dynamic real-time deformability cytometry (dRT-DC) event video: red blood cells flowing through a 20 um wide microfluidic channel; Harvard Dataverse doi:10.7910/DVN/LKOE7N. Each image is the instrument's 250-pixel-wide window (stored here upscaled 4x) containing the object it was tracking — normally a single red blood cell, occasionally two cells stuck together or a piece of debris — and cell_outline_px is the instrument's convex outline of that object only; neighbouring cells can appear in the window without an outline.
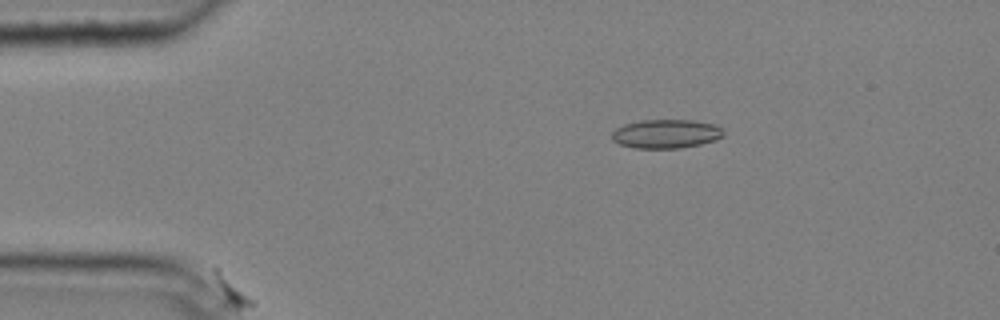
{"species": "common noctule bat (a hibernating species)", "species_latin": "Nyctalus noctula", "temperature_condition": "cold", "stored_images_in_passage": 13, "camera_frame_rate_fps": 3000, "um_per_image_px": 0.085, "animal": {"sex": "male", "body_mass_g": 20.4}, "frame": {"image": 1, "passage_image": 3, "time_ms": 0.667, "image_size_px": [1000, 320], "cell_outline_px": [[724, 136], [716, 140], [700, 144], [680, 148], [632, 148], [620, 144], [612, 140], [612, 132], [616, 128], [624, 124], [640, 120], [692, 120], [716, 124], [724, 132]], "centroid_in_image_um": [56.61, 11.37], "position_along_channel_um": 28.4, "area_um2": 18.9}}